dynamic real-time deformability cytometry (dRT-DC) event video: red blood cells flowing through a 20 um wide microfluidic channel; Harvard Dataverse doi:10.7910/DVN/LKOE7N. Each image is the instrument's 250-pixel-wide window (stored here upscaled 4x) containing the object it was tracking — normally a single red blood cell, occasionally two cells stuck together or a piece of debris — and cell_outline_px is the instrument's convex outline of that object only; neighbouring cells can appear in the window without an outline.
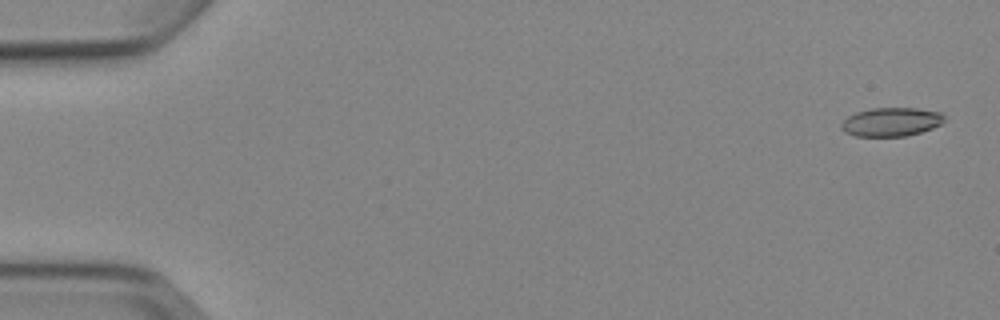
{"species": "Egyptian fruit bat (a non-hibernating species)", "species_latin": "Rousettus aegyptiacus", "temperature_condition": "cold", "stored_images_in_passage": 5, "camera_frame_rate_fps": 3000, "um_per_image_px": 0.085, "animal": {"sex": "female"}, "frame": {"image": 1, "passage_image": 1, "time_ms": 0.0, "image_size_px": [1000, 320], "cell_outline_px": [[944, 120], [940, 124], [932, 128], [920, 132], [904, 136], [856, 136], [844, 132], [840, 128], [840, 124], [848, 116], [856, 112], [872, 108], [916, 108], [940, 112], [944, 116]], "centroid_in_image_um": [75.72, 10.36], "position_along_channel_um": 9.3, "area_um2": 17.17}}
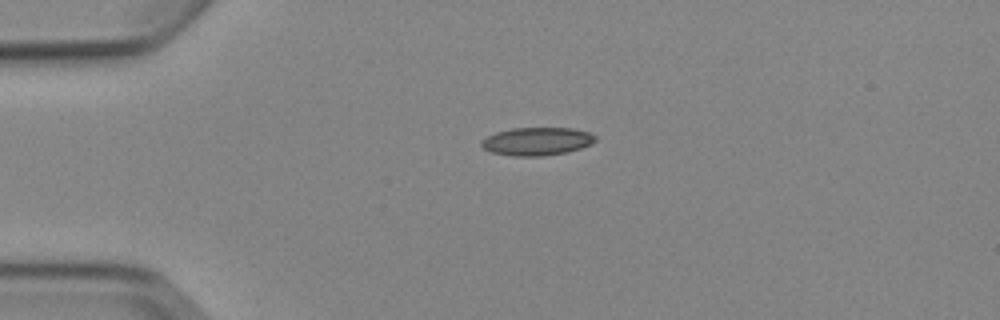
{"frame": {"image": 2, "passage_image": 4, "time_ms": 3.667, "image_size_px": [1000, 320], "cell_outline_px": [[596, 140], [580, 148], [564, 152], [540, 156], [512, 156], [488, 152], [480, 144], [480, 140], [496, 132], [512, 128], [572, 128], [588, 132], [596, 136]], "centroid_in_image_um": [45.57, 12.01], "position_along_channel_um": 39.4, "area_um2": 18.5}}